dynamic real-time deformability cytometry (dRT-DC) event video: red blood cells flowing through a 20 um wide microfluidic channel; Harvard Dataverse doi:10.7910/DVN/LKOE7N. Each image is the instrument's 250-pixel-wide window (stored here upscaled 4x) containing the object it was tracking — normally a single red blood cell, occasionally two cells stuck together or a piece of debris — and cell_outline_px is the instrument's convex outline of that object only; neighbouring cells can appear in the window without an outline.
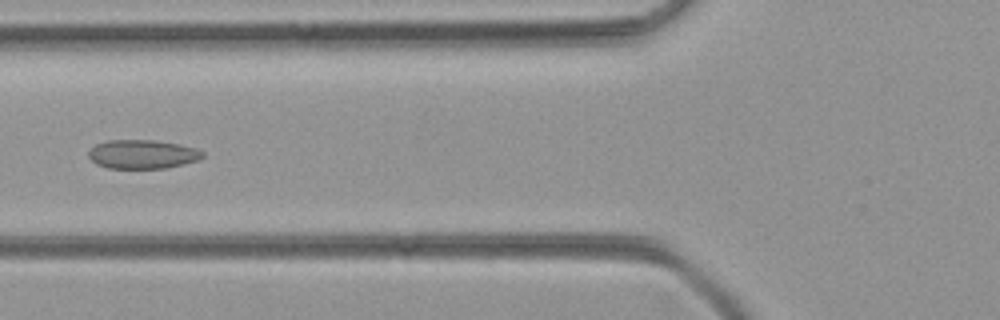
{"species": "common noctule bat (a hibernating species)", "species_latin": "Nyctalus noctula", "temperature_condition": "room temperature", "stored_images_in_passage": 4, "camera_frame_rate_fps": 3000, "um_per_image_px": 0.085, "animal": {"sex": "female", "body_mass_g": 21.9}, "frame": {"image": 1, "passage_image": 4, "time_ms": 1.0, "image_size_px": [1000, 320], "cell_outline_px": [[204, 156], [196, 160], [164, 168], [108, 168], [96, 164], [88, 156], [88, 152], [96, 144], [108, 140], [152, 140], [180, 144], [196, 148], [204, 152]], "centroid_in_image_um": [12.09, 13.1], "position_along_channel_um": 113.7, "area_um2": 19.02}}